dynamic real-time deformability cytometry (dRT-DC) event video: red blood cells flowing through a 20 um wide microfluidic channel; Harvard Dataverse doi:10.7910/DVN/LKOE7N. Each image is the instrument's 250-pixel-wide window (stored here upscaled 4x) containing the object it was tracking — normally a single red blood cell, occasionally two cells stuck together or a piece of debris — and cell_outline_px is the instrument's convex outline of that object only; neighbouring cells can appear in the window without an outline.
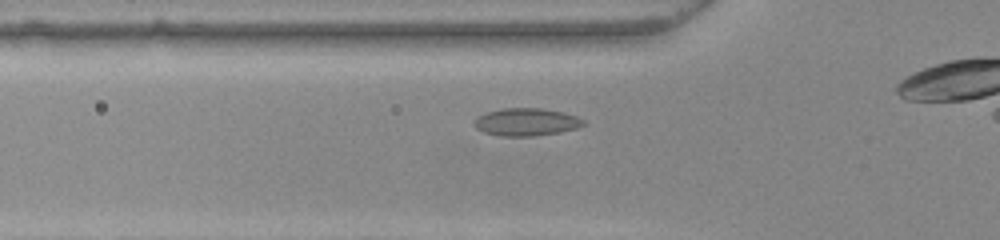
{"species": "common noctule bat (a hibernating species)", "species_latin": "Nyctalus noctula", "temperature_condition": "warm", "stored_images_in_passage": 12, "camera_frame_rate_fps": 3000, "um_per_image_px": 0.085, "animal": {"sex": "female", "body_mass_g": 22.0, "forearm_length_mm": 56.7}, "frame": {"image": 1, "passage_image": 8, "time_ms": 2.333, "image_size_px": [1000, 240], "cell_outline_px": [[584, 124], [576, 128], [560, 132], [532, 136], [500, 136], [484, 132], [476, 128], [472, 124], [472, 120], [476, 116], [500, 108], [540, 108], [564, 112], [576, 116], [584, 120]], "centroid_in_image_um": [44.68, 10.36], "position_along_channel_um": 81.1, "area_um2": 17.69}}
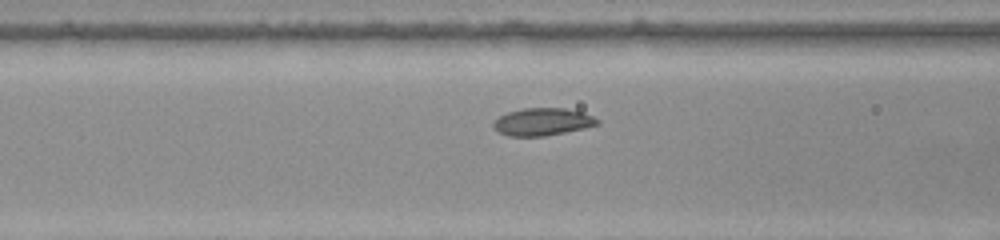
{"frame": {"image": 2, "passage_image": 11, "time_ms": 3.333, "image_size_px": [1000, 240], "cell_outline_px": [[600, 124], [584, 128], [544, 136], [508, 136], [500, 132], [492, 124], [500, 116], [508, 112], [524, 108], [564, 108], [580, 112], [592, 116], [600, 120]], "centroid_in_image_um": [46.13, 10.35], "position_along_channel_um": 120.5, "area_um2": 16.36}}